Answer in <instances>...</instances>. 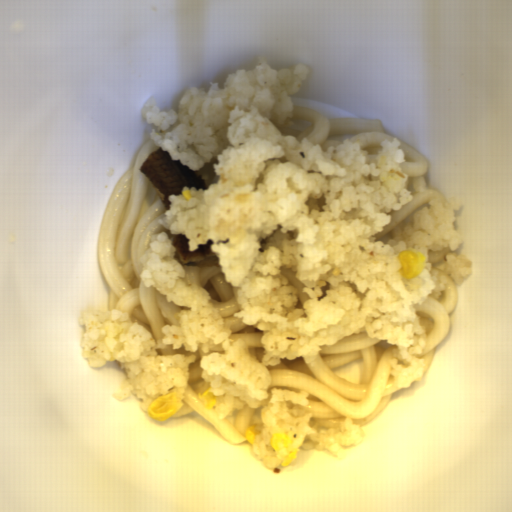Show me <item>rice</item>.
<instances>
[{
    "label": "rice",
    "instance_id": "652b925c",
    "mask_svg": "<svg viewBox=\"0 0 512 512\" xmlns=\"http://www.w3.org/2000/svg\"><path fill=\"white\" fill-rule=\"evenodd\" d=\"M252 69L227 74L223 87H183L170 109L154 94L140 114L157 130L156 147L173 161L198 171L213 159L217 183L198 190L185 186L169 194L168 210L157 223L184 235L189 252L209 249L240 305L232 316L262 332V360L253 357L209 291L188 285L184 266L168 233L151 234L140 256V279L167 303L188 308L180 326L164 325L156 340L122 309L84 305L81 355L96 369L116 360L124 378L115 400L140 402L184 389L198 351L199 366L216 404L212 418L235 409L259 408L268 398L267 366L282 359L315 360L345 337L364 331L391 350L394 387L408 389L426 368V328L414 305L440 299L449 278L456 284L473 275L472 259L457 250L465 241L457 229L461 197L434 198L391 230L375 237L414 200L401 141L383 131L359 132L323 149L307 137L278 128L293 118L294 101L311 68L302 63L276 70L266 56ZM405 249L426 256L420 275H399Z\"/></svg>",
    "mask_w": 512,
    "mask_h": 512
},
{
    "label": "rice",
    "instance_id": "023b6e5f",
    "mask_svg": "<svg viewBox=\"0 0 512 512\" xmlns=\"http://www.w3.org/2000/svg\"><path fill=\"white\" fill-rule=\"evenodd\" d=\"M307 391L299 394L273 387L268 403L263 407L261 420L264 428L256 435L250 453L268 470L282 465L296 449H303L334 459L345 458L346 450L364 442V426L352 418L339 419L338 427L328 432L312 428L307 411L310 399ZM283 432L293 441L289 448L274 452L269 440L271 433Z\"/></svg>",
    "mask_w": 512,
    "mask_h": 512
}]
</instances>
